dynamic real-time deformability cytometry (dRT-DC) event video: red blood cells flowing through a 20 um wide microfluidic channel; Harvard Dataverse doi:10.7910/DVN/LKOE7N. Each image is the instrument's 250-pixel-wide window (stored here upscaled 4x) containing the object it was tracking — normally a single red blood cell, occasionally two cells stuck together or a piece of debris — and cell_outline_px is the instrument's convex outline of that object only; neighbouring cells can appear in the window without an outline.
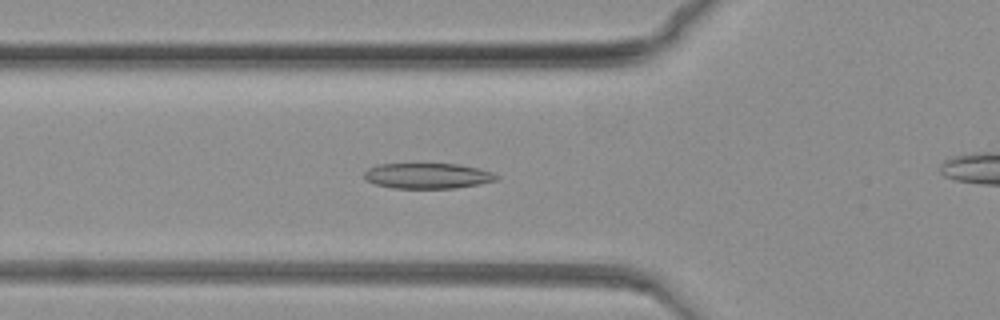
{"species": "common noctule bat (a hibernating species)", "species_latin": "Nyctalus noctula", "temperature_condition": "warm", "stored_images_in_passage": 60, "camera_frame_rate_fps": 3000, "um_per_image_px": 0.085, "animal": {"sex": "female", "body_mass_g": 19.3, "forearm_length_mm": 54.1}, "frame": {"image": 1, "passage_image": 19, "time_ms": 6.0, "image_size_px": [1000, 320], "cell_outline_px": [[500, 176], [496, 180], [480, 184], [456, 188], [392, 188], [376, 184], [368, 180], [364, 176], [364, 172], [368, 168], [376, 164], [456, 164], [480, 168], [492, 172]], "centroid_in_image_um": [36.37, 14.94], "position_along_channel_um": 89.4, "area_um2": 19.65}}
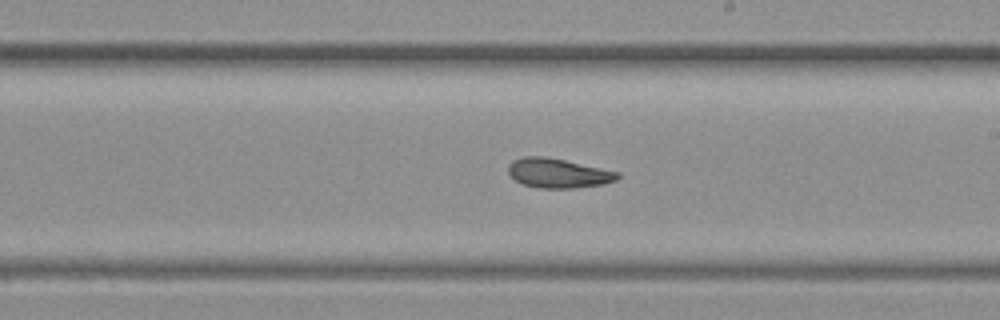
{"frame": {"image": 2, "passage_image": 37, "time_ms": 12.0, "image_size_px": [1000, 320], "cell_outline_px": [[620, 176], [616, 180], [604, 184], [576, 188], [540, 188], [524, 184], [516, 180], [508, 172], [508, 164], [512, 160], [524, 156], [544, 156], [564, 160], [620, 172]], "centroid_in_image_um": [47.45, 14.71], "position_along_channel_um": 241.6, "area_um2": 18.73}}
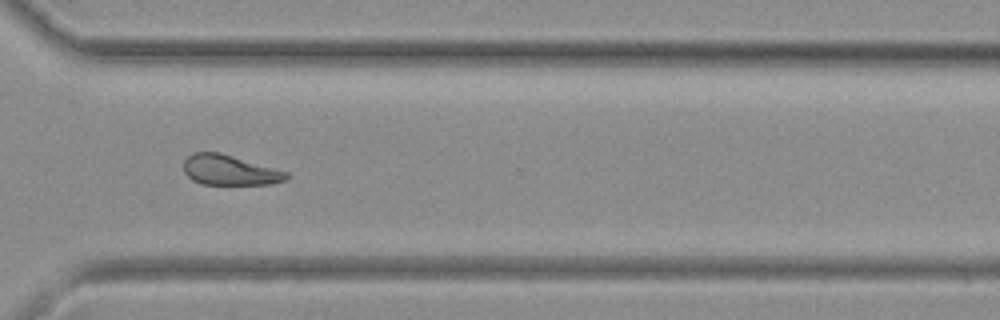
{"frame": {"image": 3, "passage_image": 50, "time_ms": 16.333, "image_size_px": [1000, 320], "cell_outline_px": [[288, 176], [284, 180], [268, 184], [200, 184], [192, 180], [184, 172], [184, 160], [192, 152], [220, 152], [288, 172]], "centroid_in_image_um": [19.47, 14.45], "position_along_channel_um": 351.1, "area_um2": 17.92}}